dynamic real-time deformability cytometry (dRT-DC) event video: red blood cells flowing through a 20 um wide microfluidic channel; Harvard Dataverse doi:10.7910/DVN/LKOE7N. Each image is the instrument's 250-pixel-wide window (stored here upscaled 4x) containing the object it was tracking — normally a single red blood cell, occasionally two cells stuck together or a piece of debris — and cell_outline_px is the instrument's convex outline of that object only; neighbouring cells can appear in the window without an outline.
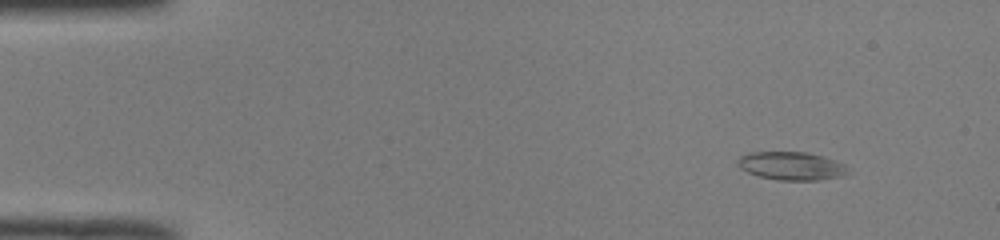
{"species": "common noctule bat (a hibernating species)", "species_latin": "Nyctalus noctula", "temperature_condition": "room temperature", "stored_images_in_passage": 45, "camera_frame_rate_fps": 3000, "um_per_image_px": 0.085, "animal": {"sex": "male", "body_mass_g": 19.0, "forearm_length_mm": 50.8}, "frame": {"image": 1, "passage_image": 3, "time_ms": 0.667, "image_size_px": [1000, 240], "cell_outline_px": [[848, 168], [844, 176], [816, 180], [776, 180], [760, 176], [748, 172], [740, 168], [736, 164], [736, 160], [740, 156], [748, 152], [804, 152], [836, 160], [844, 164]], "centroid_in_image_um": [67.23, 14.1], "position_along_channel_um": 17.8, "area_um2": 18.09}}
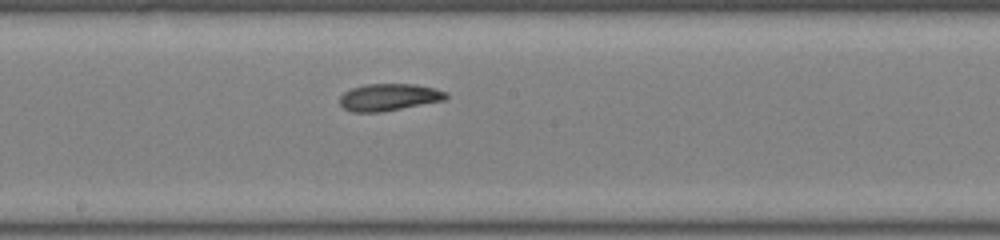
{"frame": {"image": 2, "passage_image": 22, "time_ms": 7.0, "image_size_px": [1000, 240], "cell_outline_px": [[448, 96], [444, 100], [380, 112], [352, 112], [344, 108], [340, 104], [340, 96], [344, 92], [352, 88], [368, 84], [412, 84], [436, 88], [448, 92]], "centroid_in_image_um": [33.06, 8.26], "position_along_channel_um": 215.1, "area_um2": 16.65}}
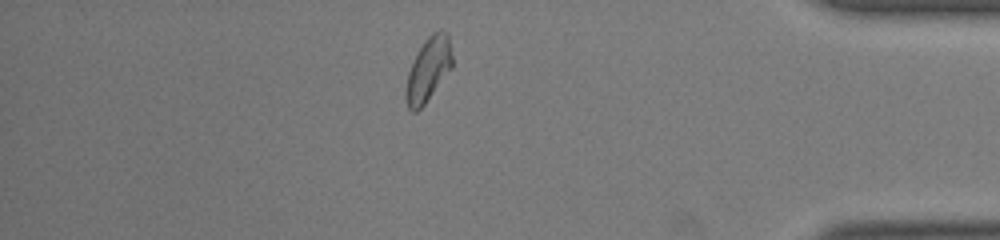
{"frame": {"image": 3, "passage_image": 38, "time_ms": 12.333, "image_size_px": [1000, 240], "cell_outline_px": [[452, 68], [424, 104], [416, 112], [412, 112], [408, 108], [408, 72], [416, 52], [424, 40], [432, 32], [440, 28], [448, 32], [452, 56]], "centroid_in_image_um": [36.45, 5.8], "position_along_channel_um": 398.7, "area_um2": 16.99}, "authors_computed_cell_mechanics": {"area_um2": 17.1088, "velocity_mm_per_s": 4.0627, "shape_relaxation_time_tau1_ms": 9.893, "shape_relaxation_time_tau2_ms": 3.3451, "deformation_change_tau1": 0.2221, "deformation_change_tau2": 0.0787}}